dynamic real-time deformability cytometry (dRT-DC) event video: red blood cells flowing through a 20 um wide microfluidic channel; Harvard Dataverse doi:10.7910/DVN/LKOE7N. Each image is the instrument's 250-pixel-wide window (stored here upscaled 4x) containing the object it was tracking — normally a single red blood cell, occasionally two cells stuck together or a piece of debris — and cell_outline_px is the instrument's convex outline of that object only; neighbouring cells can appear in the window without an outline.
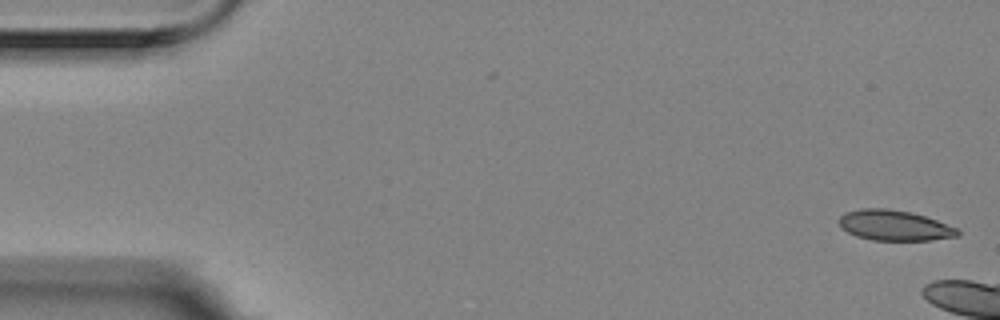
{"species": "Egyptian fruit bat (a non-hibernating species)", "species_latin": "Rousettus aegyptiacus", "temperature_condition": "room temperature", "stored_images_in_passage": 2, "segment_of_instrument_passage": [2, 2], "camera_frame_rate_fps": 3000, "um_per_image_px": 0.085, "animal": {"sex": "female"}, "frame": {"image": 1, "passage_image": 2, "time_ms": 0.333, "image_size_px": [1000, 320], "cell_outline_px": [[960, 236], [932, 240], [872, 240], [856, 236], [840, 228], [836, 220], [844, 212], [864, 208], [888, 208], [912, 212], [936, 220], [956, 228], [960, 232]], "centroid_in_image_um": [75.97, 19.15], "position_along_channel_um": 9.0, "area_um2": 21.21}}